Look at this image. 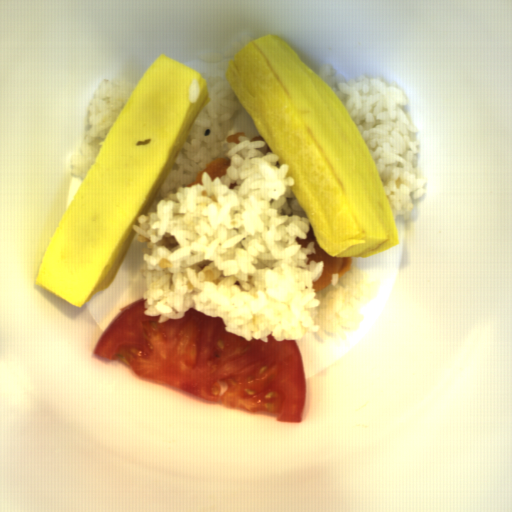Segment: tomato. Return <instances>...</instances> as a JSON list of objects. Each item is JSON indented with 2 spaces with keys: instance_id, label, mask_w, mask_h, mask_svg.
<instances>
[{
  "instance_id": "obj_1",
  "label": "tomato",
  "mask_w": 512,
  "mask_h": 512,
  "mask_svg": "<svg viewBox=\"0 0 512 512\" xmlns=\"http://www.w3.org/2000/svg\"><path fill=\"white\" fill-rule=\"evenodd\" d=\"M145 299L126 305L93 354L119 362L143 382L277 422H303L306 377L296 340H245L223 317L189 309L159 322Z\"/></svg>"
}]
</instances>
